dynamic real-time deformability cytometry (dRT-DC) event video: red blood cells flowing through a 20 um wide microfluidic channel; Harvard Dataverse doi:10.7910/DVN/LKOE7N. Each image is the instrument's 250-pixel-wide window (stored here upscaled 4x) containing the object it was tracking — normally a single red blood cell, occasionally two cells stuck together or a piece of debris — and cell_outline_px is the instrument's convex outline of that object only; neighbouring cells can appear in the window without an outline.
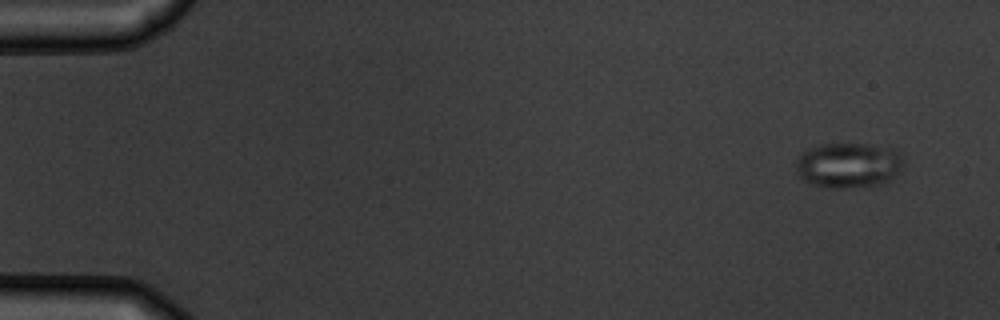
{"species": "common noctule bat (a hibernating species)", "species_latin": "Nyctalus noctula", "temperature_condition": "warm", "stored_images_in_passage": 5, "camera_frame_rate_fps": 3000, "um_per_image_px": 0.085, "animal": {"sex": "male", "body_mass_g": 19.5, "forearm_length_mm": 54.6}, "frame": {"image": 1, "passage_image": 1, "time_ms": 0.0, "image_size_px": [1000, 320], "cell_outline_px": [[904, 164], [884, 184], [848, 188], [828, 188], [808, 184], [796, 172], [796, 156], [800, 152], [808, 148], [820, 144], [868, 144], [900, 148], [904, 152]], "centroid_in_image_um": [72.13, 14.02], "position_along_channel_um": 12.9, "area_um2": 29.19}}